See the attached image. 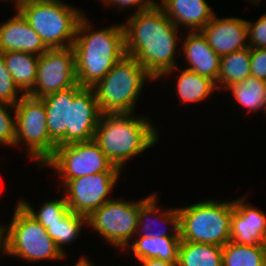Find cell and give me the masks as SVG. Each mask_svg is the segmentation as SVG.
<instances>
[{
    "label": "cell",
    "mask_w": 266,
    "mask_h": 266,
    "mask_svg": "<svg viewBox=\"0 0 266 266\" xmlns=\"http://www.w3.org/2000/svg\"><path fill=\"white\" fill-rule=\"evenodd\" d=\"M249 48H266V12L255 22L246 19Z\"/></svg>",
    "instance_id": "32"
},
{
    "label": "cell",
    "mask_w": 266,
    "mask_h": 266,
    "mask_svg": "<svg viewBox=\"0 0 266 266\" xmlns=\"http://www.w3.org/2000/svg\"><path fill=\"white\" fill-rule=\"evenodd\" d=\"M1 254L7 256V225L0 223V259Z\"/></svg>",
    "instance_id": "35"
},
{
    "label": "cell",
    "mask_w": 266,
    "mask_h": 266,
    "mask_svg": "<svg viewBox=\"0 0 266 266\" xmlns=\"http://www.w3.org/2000/svg\"><path fill=\"white\" fill-rule=\"evenodd\" d=\"M101 115L93 88L83 87L69 102L66 144L93 140Z\"/></svg>",
    "instance_id": "13"
},
{
    "label": "cell",
    "mask_w": 266,
    "mask_h": 266,
    "mask_svg": "<svg viewBox=\"0 0 266 266\" xmlns=\"http://www.w3.org/2000/svg\"><path fill=\"white\" fill-rule=\"evenodd\" d=\"M23 96L24 94L14 83L3 56L0 54V102L15 106Z\"/></svg>",
    "instance_id": "31"
},
{
    "label": "cell",
    "mask_w": 266,
    "mask_h": 266,
    "mask_svg": "<svg viewBox=\"0 0 266 266\" xmlns=\"http://www.w3.org/2000/svg\"><path fill=\"white\" fill-rule=\"evenodd\" d=\"M138 113H103L95 131L94 141L117 168L159 141L158 129L151 119ZM124 168V169H123Z\"/></svg>",
    "instance_id": "3"
},
{
    "label": "cell",
    "mask_w": 266,
    "mask_h": 266,
    "mask_svg": "<svg viewBox=\"0 0 266 266\" xmlns=\"http://www.w3.org/2000/svg\"><path fill=\"white\" fill-rule=\"evenodd\" d=\"M223 266H266V246L228 241L222 247Z\"/></svg>",
    "instance_id": "28"
},
{
    "label": "cell",
    "mask_w": 266,
    "mask_h": 266,
    "mask_svg": "<svg viewBox=\"0 0 266 266\" xmlns=\"http://www.w3.org/2000/svg\"><path fill=\"white\" fill-rule=\"evenodd\" d=\"M156 3L180 30L185 28L187 32L201 31L216 14L206 0H156Z\"/></svg>",
    "instance_id": "19"
},
{
    "label": "cell",
    "mask_w": 266,
    "mask_h": 266,
    "mask_svg": "<svg viewBox=\"0 0 266 266\" xmlns=\"http://www.w3.org/2000/svg\"><path fill=\"white\" fill-rule=\"evenodd\" d=\"M41 168H51L57 173L59 180H71L102 172H122L94 140L57 146L53 156Z\"/></svg>",
    "instance_id": "10"
},
{
    "label": "cell",
    "mask_w": 266,
    "mask_h": 266,
    "mask_svg": "<svg viewBox=\"0 0 266 266\" xmlns=\"http://www.w3.org/2000/svg\"><path fill=\"white\" fill-rule=\"evenodd\" d=\"M210 47L220 56L249 47L246 19L241 17H218L201 30Z\"/></svg>",
    "instance_id": "15"
},
{
    "label": "cell",
    "mask_w": 266,
    "mask_h": 266,
    "mask_svg": "<svg viewBox=\"0 0 266 266\" xmlns=\"http://www.w3.org/2000/svg\"><path fill=\"white\" fill-rule=\"evenodd\" d=\"M84 227H87V217L70 211L62 221L47 224L46 230L56 246L67 256L69 253L65 248L78 240Z\"/></svg>",
    "instance_id": "27"
},
{
    "label": "cell",
    "mask_w": 266,
    "mask_h": 266,
    "mask_svg": "<svg viewBox=\"0 0 266 266\" xmlns=\"http://www.w3.org/2000/svg\"><path fill=\"white\" fill-rule=\"evenodd\" d=\"M124 251L132 253L135 260L160 259L178 263L180 237H135ZM128 250V251H127Z\"/></svg>",
    "instance_id": "22"
},
{
    "label": "cell",
    "mask_w": 266,
    "mask_h": 266,
    "mask_svg": "<svg viewBox=\"0 0 266 266\" xmlns=\"http://www.w3.org/2000/svg\"><path fill=\"white\" fill-rule=\"evenodd\" d=\"M83 87L79 84L40 98L45 105L47 128L57 146L66 145V128H69V102Z\"/></svg>",
    "instance_id": "20"
},
{
    "label": "cell",
    "mask_w": 266,
    "mask_h": 266,
    "mask_svg": "<svg viewBox=\"0 0 266 266\" xmlns=\"http://www.w3.org/2000/svg\"><path fill=\"white\" fill-rule=\"evenodd\" d=\"M0 54L3 56L14 83L24 95H27L36 82L39 56L21 51Z\"/></svg>",
    "instance_id": "23"
},
{
    "label": "cell",
    "mask_w": 266,
    "mask_h": 266,
    "mask_svg": "<svg viewBox=\"0 0 266 266\" xmlns=\"http://www.w3.org/2000/svg\"><path fill=\"white\" fill-rule=\"evenodd\" d=\"M139 210L140 200H121L116 197L87 217V227L97 232L105 244L124 252L134 240Z\"/></svg>",
    "instance_id": "9"
},
{
    "label": "cell",
    "mask_w": 266,
    "mask_h": 266,
    "mask_svg": "<svg viewBox=\"0 0 266 266\" xmlns=\"http://www.w3.org/2000/svg\"><path fill=\"white\" fill-rule=\"evenodd\" d=\"M12 216L7 224V257L22 259L27 263L67 259L47 230L18 202Z\"/></svg>",
    "instance_id": "7"
},
{
    "label": "cell",
    "mask_w": 266,
    "mask_h": 266,
    "mask_svg": "<svg viewBox=\"0 0 266 266\" xmlns=\"http://www.w3.org/2000/svg\"><path fill=\"white\" fill-rule=\"evenodd\" d=\"M121 172H102L71 180H60L68 207L76 214L88 217L111 197ZM118 181V182H117Z\"/></svg>",
    "instance_id": "11"
},
{
    "label": "cell",
    "mask_w": 266,
    "mask_h": 266,
    "mask_svg": "<svg viewBox=\"0 0 266 266\" xmlns=\"http://www.w3.org/2000/svg\"><path fill=\"white\" fill-rule=\"evenodd\" d=\"M46 118L45 105L40 98L24 95L15 104V148L23 145L27 159L40 169L57 147L49 136Z\"/></svg>",
    "instance_id": "8"
},
{
    "label": "cell",
    "mask_w": 266,
    "mask_h": 266,
    "mask_svg": "<svg viewBox=\"0 0 266 266\" xmlns=\"http://www.w3.org/2000/svg\"><path fill=\"white\" fill-rule=\"evenodd\" d=\"M250 60L251 48L249 47L220 58L219 76L215 82L220 93L232 84L243 82L251 76Z\"/></svg>",
    "instance_id": "24"
},
{
    "label": "cell",
    "mask_w": 266,
    "mask_h": 266,
    "mask_svg": "<svg viewBox=\"0 0 266 266\" xmlns=\"http://www.w3.org/2000/svg\"><path fill=\"white\" fill-rule=\"evenodd\" d=\"M244 1H249L250 3L254 4L253 6H259L258 4L261 2V0H244Z\"/></svg>",
    "instance_id": "39"
},
{
    "label": "cell",
    "mask_w": 266,
    "mask_h": 266,
    "mask_svg": "<svg viewBox=\"0 0 266 266\" xmlns=\"http://www.w3.org/2000/svg\"><path fill=\"white\" fill-rule=\"evenodd\" d=\"M90 258L86 255H82L79 257L76 263L72 266H96V264H93V260H89ZM105 266V265H104Z\"/></svg>",
    "instance_id": "37"
},
{
    "label": "cell",
    "mask_w": 266,
    "mask_h": 266,
    "mask_svg": "<svg viewBox=\"0 0 266 266\" xmlns=\"http://www.w3.org/2000/svg\"><path fill=\"white\" fill-rule=\"evenodd\" d=\"M155 79L129 55L120 59L92 88L103 113H136L147 82Z\"/></svg>",
    "instance_id": "4"
},
{
    "label": "cell",
    "mask_w": 266,
    "mask_h": 266,
    "mask_svg": "<svg viewBox=\"0 0 266 266\" xmlns=\"http://www.w3.org/2000/svg\"><path fill=\"white\" fill-rule=\"evenodd\" d=\"M177 266H223L222 247L195 242H181Z\"/></svg>",
    "instance_id": "26"
},
{
    "label": "cell",
    "mask_w": 266,
    "mask_h": 266,
    "mask_svg": "<svg viewBox=\"0 0 266 266\" xmlns=\"http://www.w3.org/2000/svg\"><path fill=\"white\" fill-rule=\"evenodd\" d=\"M106 8L113 6V8L118 9V11L124 12L126 9L135 7L136 9L131 14H137L138 12L145 11L151 8L156 0H100ZM120 9V10H119Z\"/></svg>",
    "instance_id": "33"
},
{
    "label": "cell",
    "mask_w": 266,
    "mask_h": 266,
    "mask_svg": "<svg viewBox=\"0 0 266 266\" xmlns=\"http://www.w3.org/2000/svg\"><path fill=\"white\" fill-rule=\"evenodd\" d=\"M15 130V106L0 102V145L15 148Z\"/></svg>",
    "instance_id": "30"
},
{
    "label": "cell",
    "mask_w": 266,
    "mask_h": 266,
    "mask_svg": "<svg viewBox=\"0 0 266 266\" xmlns=\"http://www.w3.org/2000/svg\"><path fill=\"white\" fill-rule=\"evenodd\" d=\"M178 66L175 68L166 71L159 79L162 77H168L173 75L174 73L178 72V76L174 77L177 78L176 81V95L178 101L182 104H189V103H202L203 101L209 100L212 94L218 92L217 85L214 80L207 76H203L197 74L193 71L185 69H179ZM177 71V72H176Z\"/></svg>",
    "instance_id": "21"
},
{
    "label": "cell",
    "mask_w": 266,
    "mask_h": 266,
    "mask_svg": "<svg viewBox=\"0 0 266 266\" xmlns=\"http://www.w3.org/2000/svg\"><path fill=\"white\" fill-rule=\"evenodd\" d=\"M251 76L266 81V48H251Z\"/></svg>",
    "instance_id": "34"
},
{
    "label": "cell",
    "mask_w": 266,
    "mask_h": 266,
    "mask_svg": "<svg viewBox=\"0 0 266 266\" xmlns=\"http://www.w3.org/2000/svg\"><path fill=\"white\" fill-rule=\"evenodd\" d=\"M0 1H5V2H9V0H0ZM11 1V0H10ZM30 1H33V0H12L11 2H12V4H14L13 5V7L15 8V9H18L20 6H22V5H24L25 3H27V2H30ZM14 2V3H13Z\"/></svg>",
    "instance_id": "38"
},
{
    "label": "cell",
    "mask_w": 266,
    "mask_h": 266,
    "mask_svg": "<svg viewBox=\"0 0 266 266\" xmlns=\"http://www.w3.org/2000/svg\"><path fill=\"white\" fill-rule=\"evenodd\" d=\"M184 33L186 36H182L180 56H183L182 60L186 62L185 65L187 64L185 69L207 76L216 82L221 57L210 47L201 31Z\"/></svg>",
    "instance_id": "18"
},
{
    "label": "cell",
    "mask_w": 266,
    "mask_h": 266,
    "mask_svg": "<svg viewBox=\"0 0 266 266\" xmlns=\"http://www.w3.org/2000/svg\"><path fill=\"white\" fill-rule=\"evenodd\" d=\"M48 49L68 48L74 43L84 10L63 0H33L17 9Z\"/></svg>",
    "instance_id": "5"
},
{
    "label": "cell",
    "mask_w": 266,
    "mask_h": 266,
    "mask_svg": "<svg viewBox=\"0 0 266 266\" xmlns=\"http://www.w3.org/2000/svg\"><path fill=\"white\" fill-rule=\"evenodd\" d=\"M157 195L153 192V194L150 193L148 196L140 199V210L135 236L180 237L178 206L160 209L161 206H158L159 198H157ZM160 224H163L162 228L168 227L169 231L165 228L155 229Z\"/></svg>",
    "instance_id": "16"
},
{
    "label": "cell",
    "mask_w": 266,
    "mask_h": 266,
    "mask_svg": "<svg viewBox=\"0 0 266 266\" xmlns=\"http://www.w3.org/2000/svg\"><path fill=\"white\" fill-rule=\"evenodd\" d=\"M93 21L84 14L77 26L72 45L76 77L82 87H93L126 55L122 23L94 30Z\"/></svg>",
    "instance_id": "2"
},
{
    "label": "cell",
    "mask_w": 266,
    "mask_h": 266,
    "mask_svg": "<svg viewBox=\"0 0 266 266\" xmlns=\"http://www.w3.org/2000/svg\"><path fill=\"white\" fill-rule=\"evenodd\" d=\"M225 92H230L237 105L246 109L247 113H256L260 110L266 115V81L249 76L243 82L232 84Z\"/></svg>",
    "instance_id": "25"
},
{
    "label": "cell",
    "mask_w": 266,
    "mask_h": 266,
    "mask_svg": "<svg viewBox=\"0 0 266 266\" xmlns=\"http://www.w3.org/2000/svg\"><path fill=\"white\" fill-rule=\"evenodd\" d=\"M19 199L17 202L23 207V209L45 229H47V224H54L58 221H62L63 218L71 211L65 200L64 194L60 198L56 197V199H47V201H43L38 209L33 207L27 199Z\"/></svg>",
    "instance_id": "29"
},
{
    "label": "cell",
    "mask_w": 266,
    "mask_h": 266,
    "mask_svg": "<svg viewBox=\"0 0 266 266\" xmlns=\"http://www.w3.org/2000/svg\"><path fill=\"white\" fill-rule=\"evenodd\" d=\"M245 195L233 199L234 210L231 215L230 241L243 245H261L266 242V214Z\"/></svg>",
    "instance_id": "14"
},
{
    "label": "cell",
    "mask_w": 266,
    "mask_h": 266,
    "mask_svg": "<svg viewBox=\"0 0 266 266\" xmlns=\"http://www.w3.org/2000/svg\"><path fill=\"white\" fill-rule=\"evenodd\" d=\"M14 13L0 23V53L21 51L39 56L46 52L48 48L23 15L17 9Z\"/></svg>",
    "instance_id": "17"
},
{
    "label": "cell",
    "mask_w": 266,
    "mask_h": 266,
    "mask_svg": "<svg viewBox=\"0 0 266 266\" xmlns=\"http://www.w3.org/2000/svg\"><path fill=\"white\" fill-rule=\"evenodd\" d=\"M77 84L73 47L48 49L39 55L36 82L27 95L42 98Z\"/></svg>",
    "instance_id": "12"
},
{
    "label": "cell",
    "mask_w": 266,
    "mask_h": 266,
    "mask_svg": "<svg viewBox=\"0 0 266 266\" xmlns=\"http://www.w3.org/2000/svg\"><path fill=\"white\" fill-rule=\"evenodd\" d=\"M137 262L141 263V266H177V264H173L167 261H162L160 259H141L137 260Z\"/></svg>",
    "instance_id": "36"
},
{
    "label": "cell",
    "mask_w": 266,
    "mask_h": 266,
    "mask_svg": "<svg viewBox=\"0 0 266 266\" xmlns=\"http://www.w3.org/2000/svg\"><path fill=\"white\" fill-rule=\"evenodd\" d=\"M122 24L126 55L134 57L155 80L179 65L177 55L180 57L183 31L179 33L180 29L157 3L145 11L129 14Z\"/></svg>",
    "instance_id": "1"
},
{
    "label": "cell",
    "mask_w": 266,
    "mask_h": 266,
    "mask_svg": "<svg viewBox=\"0 0 266 266\" xmlns=\"http://www.w3.org/2000/svg\"><path fill=\"white\" fill-rule=\"evenodd\" d=\"M233 200L205 199L178 207L181 242L223 247L230 241Z\"/></svg>",
    "instance_id": "6"
}]
</instances>
